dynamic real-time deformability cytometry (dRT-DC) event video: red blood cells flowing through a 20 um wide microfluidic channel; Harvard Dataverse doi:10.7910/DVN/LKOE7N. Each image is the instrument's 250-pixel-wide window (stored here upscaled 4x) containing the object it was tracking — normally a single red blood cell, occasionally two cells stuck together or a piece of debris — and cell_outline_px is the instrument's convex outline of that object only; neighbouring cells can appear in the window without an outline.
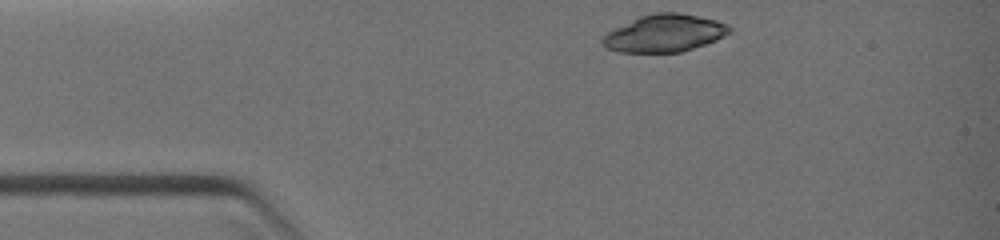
{"species": "common noctule bat (a hibernating species)", "species_latin": "Nyctalus noctula", "temperature_condition": "warm", "stored_images_in_passage": 28, "camera_frame_rate_fps": 3000, "um_per_image_px": 0.085, "animal": {"sex": "female", "body_mass_g": 19.0, "forearm_length_mm": 51.5}, "frame": {"image": 1, "passage_image": 1, "time_ms": 0.0, "image_size_px": [1000, 240], "cell_outline_px": [[732, 32], [716, 40], [680, 52], [620, 52], [604, 48], [600, 44], [600, 40], [608, 32], [640, 16], [656, 12], [676, 12], [716, 20], [728, 24], [732, 28]], "centroid_in_image_um": [56.48, 2.83], "position_along_channel_um": 28.5, "area_um2": 27.51}}
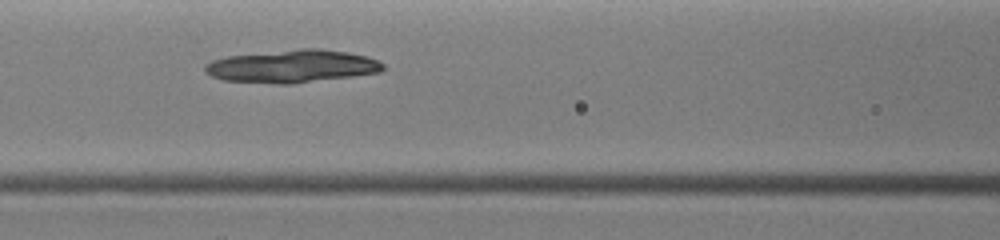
{"frame": {"image": 2, "passage_image": 11, "time_ms": 3.0, "image_size_px": [1000, 240], "cell_outline_px": [[384, 68], [380, 72], [352, 76], [292, 84], [276, 84], [224, 80], [212, 76], [204, 72], [204, 64], [212, 60], [228, 56], [300, 48], [320, 48], [348, 52], [368, 56], [384, 64]], "centroid_in_image_um": [24.83, 5.63], "position_along_channel_um": 141.8, "area_um2": 34.1}}
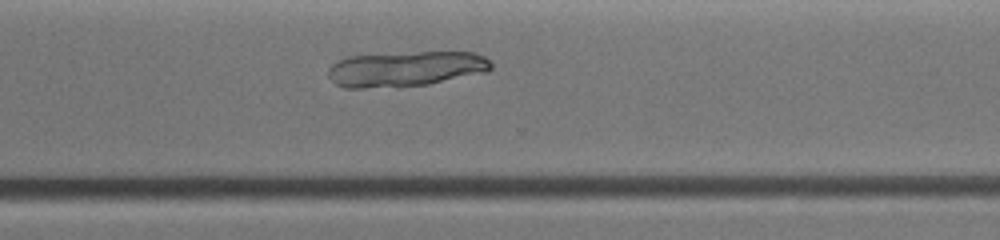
{"frame": {"image": 3, "passage_image": 24, "time_ms": 6.667, "image_size_px": [1000, 240], "cell_outline_px": [[492, 68], [488, 72], [428, 84], [400, 88], [344, 88], [336, 84], [328, 76], [328, 68], [332, 64], [348, 56], [420, 52], [476, 52], [484, 56], [492, 64]], "centroid_in_image_um": [34.5, 5.87], "position_along_channel_um": 336.1, "area_um2": 33.87}}